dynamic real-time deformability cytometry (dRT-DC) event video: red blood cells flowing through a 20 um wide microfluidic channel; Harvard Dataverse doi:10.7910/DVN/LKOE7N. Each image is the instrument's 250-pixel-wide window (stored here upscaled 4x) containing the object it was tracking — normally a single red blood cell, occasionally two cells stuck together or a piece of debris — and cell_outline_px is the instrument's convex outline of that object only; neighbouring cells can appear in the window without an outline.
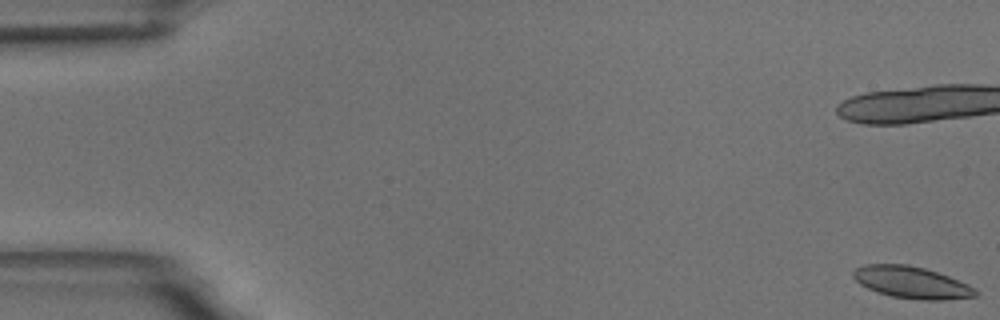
{"species": "common noctule bat (a hibernating species)", "species_latin": "Nyctalus noctula", "temperature_condition": "room temperature", "stored_images_in_passage": 16, "camera_frame_rate_fps": 3000, "um_per_image_px": 0.085, "animal": {"sex": "male", "body_mass_g": 18.8}, "frame": {"image": 1, "passage_image": 1, "time_ms": 0.0, "image_size_px": [1000, 320], "cell_outline_px": [[980, 292], [976, 296], [944, 300], [924, 300], [892, 296], [876, 292], [860, 284], [852, 276], [852, 272], [856, 268], [864, 264], [908, 264], [924, 268], [948, 276], [968, 284], [976, 288]], "centroid_in_image_um": [77.49, 24.0], "position_along_channel_um": 7.5, "area_um2": 22.72}}